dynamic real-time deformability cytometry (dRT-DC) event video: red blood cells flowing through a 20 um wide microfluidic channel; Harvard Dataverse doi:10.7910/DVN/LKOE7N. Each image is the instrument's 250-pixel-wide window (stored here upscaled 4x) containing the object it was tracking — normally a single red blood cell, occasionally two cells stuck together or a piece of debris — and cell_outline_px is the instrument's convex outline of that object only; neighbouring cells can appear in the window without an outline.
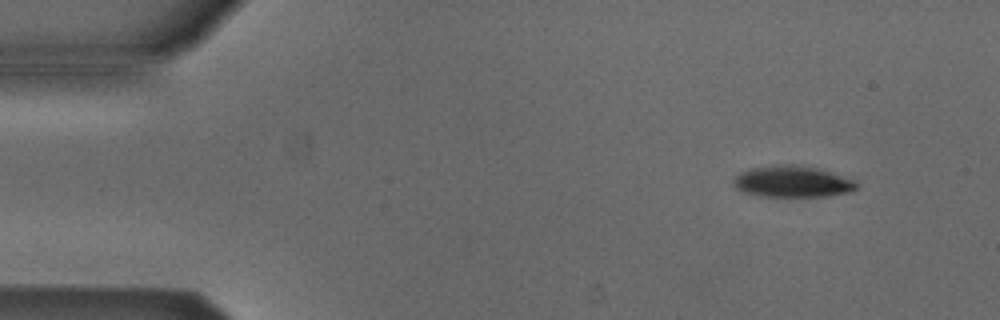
{"species": "Egyptian fruit bat (a non-hibernating species)", "species_latin": "Rousettus aegyptiacus", "temperature_condition": "cold", "stored_images_in_passage": 7, "camera_frame_rate_fps": 3000, "um_per_image_px": 0.085, "animal": {"sex": "male"}, "frame": {"image": 1, "passage_image": 1, "time_ms": 0.0, "image_size_px": [1000, 320], "cell_outline_px": [[856, 188], [848, 192], [824, 196], [756, 196], [744, 192], [736, 188], [732, 184], [736, 176], [740, 172], [748, 168], [792, 164], [796, 164], [816, 168], [852, 180], [856, 184]], "centroid_in_image_um": [67.26, 15.44], "position_along_channel_um": 17.7, "area_um2": 22.02}}
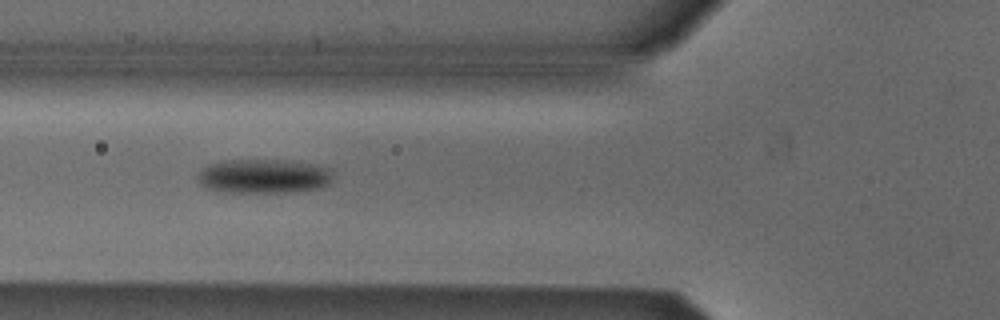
{"frame": {"image": 2, "passage_image": 5, "time_ms": 1.333, "image_size_px": [1000, 320], "cell_outline_px": [[332, 172], [328, 184], [320, 188], [296, 192], [220, 192], [204, 188], [200, 184], [196, 176], [204, 168], [212, 164], [224, 160], [292, 160], [328, 168]], "centroid_in_image_um": [22.38, 14.99], "position_along_channel_um": 103.4, "area_um2": 27.05}}
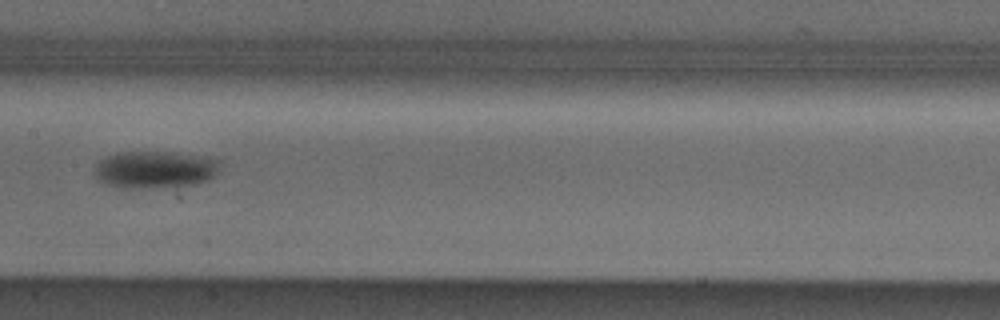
{"frame": {"image": 3, "passage_image": 7, "time_ms": 2.0, "image_size_px": [1000, 320], "cell_outline_px": [[220, 172], [208, 180], [196, 184], [176, 188], [128, 188], [108, 184], [96, 180], [96, 164], [100, 160], [116, 152], [176, 152], [208, 156], [220, 160]], "centroid_in_image_um": [13.26, 14.42], "position_along_channel_um": 194.1, "area_um2": 27.86}}